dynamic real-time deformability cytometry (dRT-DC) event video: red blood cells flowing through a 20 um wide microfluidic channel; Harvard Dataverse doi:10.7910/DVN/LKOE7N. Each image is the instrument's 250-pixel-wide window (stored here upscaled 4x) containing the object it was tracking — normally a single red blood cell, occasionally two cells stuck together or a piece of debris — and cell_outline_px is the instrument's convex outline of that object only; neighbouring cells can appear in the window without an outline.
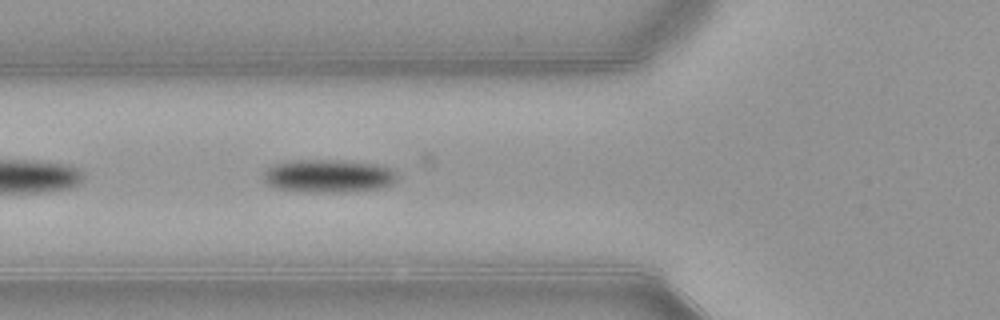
{"species": "common noctule bat (a hibernating species)", "species_latin": "Nyctalus noctula", "temperature_condition": "warm", "stored_images_in_passage": 39, "camera_frame_rate_fps": 3000, "um_per_image_px": 0.085, "animal": {"sex": "female", "body_mass_g": 21.9}, "frame": {"image": 1, "passage_image": 5, "time_ms": 1.333, "image_size_px": [1000, 320], "cell_outline_px": [[396, 180], [392, 184], [380, 188], [348, 192], [312, 192], [272, 188], [264, 180], [264, 172], [272, 164], [288, 160], [340, 160], [372, 164], [388, 168], [396, 176]], "centroid_in_image_um": [27.84, 14.96], "position_along_channel_um": 98.0, "area_um2": 25.66}}
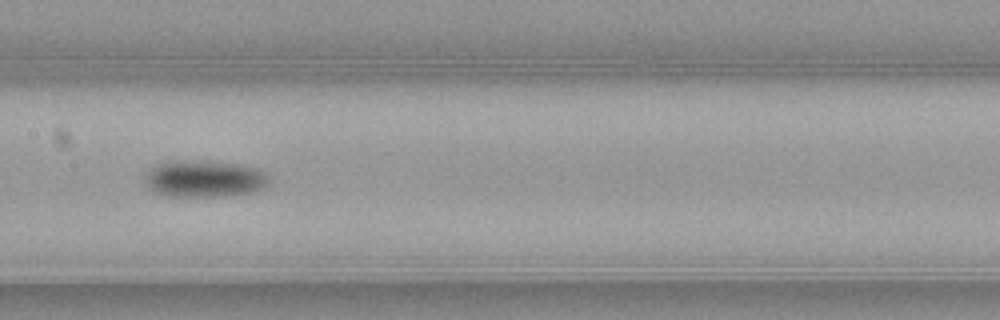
{"frame": {"image": 2, "passage_image": 12, "time_ms": 3.667, "image_size_px": [1000, 320], "cell_outline_px": [[268, 184], [264, 188], [252, 192], [224, 196], [168, 196], [152, 192], [148, 188], [144, 180], [144, 176], [152, 168], [168, 160], [208, 160], [236, 164], [256, 168], [264, 172], [268, 176]], "centroid_in_image_um": [17.34, 15.19], "position_along_channel_um": 190.1, "area_um2": 26.88}}
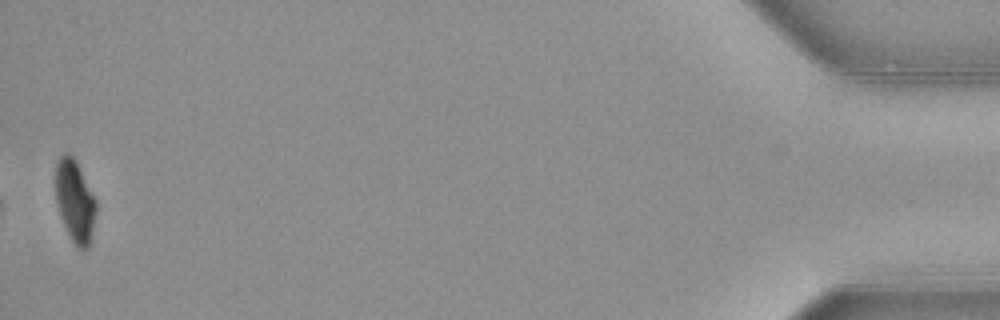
{"frame": {"image": 3, "passage_image": 38, "time_ms": 12.333, "image_size_px": [1000, 320], "cell_outline_px": [[96, 212], [92, 232], [88, 248], [76, 248], [64, 224], [56, 200], [56, 164], [60, 156], [64, 152], [68, 152], [76, 160], [96, 200]], "centroid_in_image_um": [6.38, 17.06], "position_along_channel_um": 428.8, "area_um2": 19.07}}